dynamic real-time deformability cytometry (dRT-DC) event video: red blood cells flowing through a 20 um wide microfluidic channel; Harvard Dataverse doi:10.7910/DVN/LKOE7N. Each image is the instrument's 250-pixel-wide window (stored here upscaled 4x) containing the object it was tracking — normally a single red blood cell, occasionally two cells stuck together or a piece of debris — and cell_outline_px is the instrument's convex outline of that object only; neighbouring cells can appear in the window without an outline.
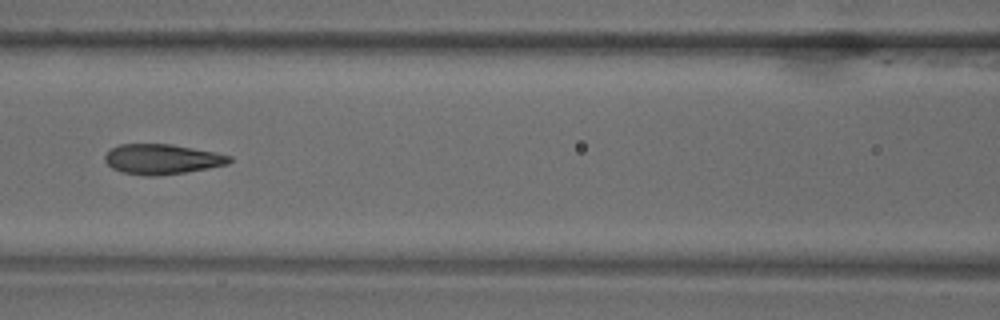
{"species": "common noctule bat (a hibernating species)", "species_latin": "Nyctalus noctula", "temperature_condition": "warm", "stored_images_in_passage": 16, "camera_frame_rate_fps": 3000, "um_per_image_px": 0.085, "animal": {"sex": "male", "body_mass_g": 18.8}, "frame": {"image": 1, "passage_image": 8, "time_ms": 2.333, "image_size_px": [1000, 320], "cell_outline_px": [[232, 160], [228, 164], [208, 168], [184, 172], [156, 176], [148, 176], [124, 172], [112, 168], [104, 160], [104, 156], [112, 148], [120, 144], [172, 144], [216, 152], [232, 156]], "centroid_in_image_um": [13.79, 13.52], "position_along_channel_um": 152.8, "area_um2": 21.73}}
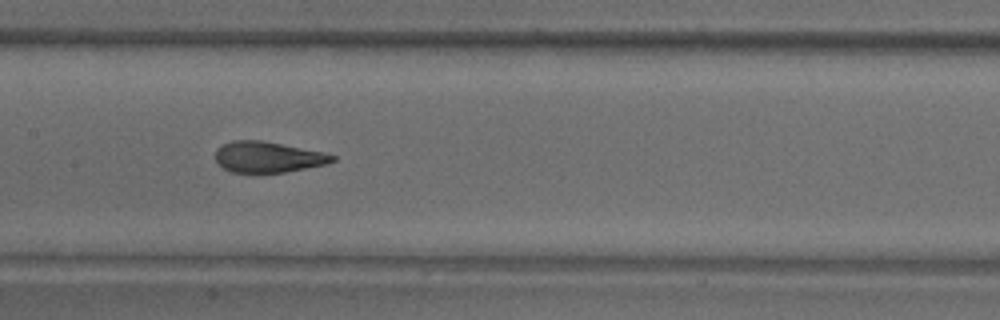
{"frame": {"image": 2, "passage_image": 9, "time_ms": 2.667, "image_size_px": [1000, 320], "cell_outline_px": [[336, 160], [328, 164], [284, 172], [232, 172], [224, 168], [216, 160], [216, 148], [232, 140], [264, 140], [324, 152], [336, 156]], "centroid_in_image_um": [22.81, 13.33], "position_along_channel_um": 184.6, "area_um2": 21.04}}